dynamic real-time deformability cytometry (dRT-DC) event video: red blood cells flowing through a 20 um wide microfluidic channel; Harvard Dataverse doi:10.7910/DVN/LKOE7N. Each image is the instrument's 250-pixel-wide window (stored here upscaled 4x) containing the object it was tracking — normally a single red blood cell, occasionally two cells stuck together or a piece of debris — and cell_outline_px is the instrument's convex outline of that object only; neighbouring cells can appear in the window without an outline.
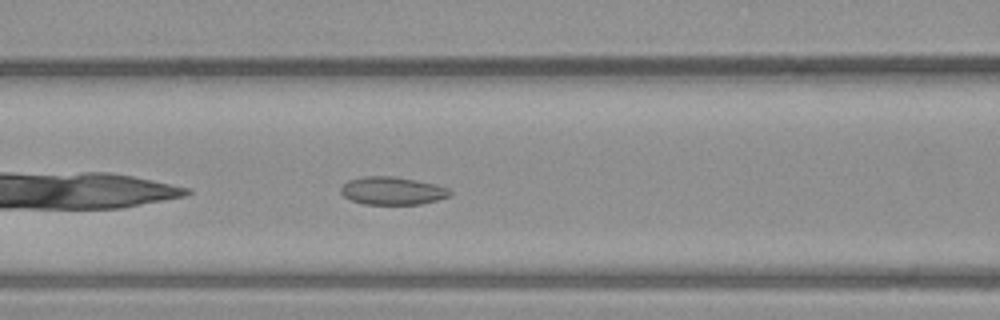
{"species": "common noctule bat (a hibernating species)", "species_latin": "Nyctalus noctula", "temperature_condition": "warm", "stored_images_in_passage": 28, "camera_frame_rate_fps": 3000, "um_per_image_px": 0.085, "animal": {"sex": "male", "body_mass_g": 23.1, "forearm_length_mm": 52.7}, "frame": {"image": 1, "passage_image": 7, "time_ms": 2.0, "image_size_px": [1000, 320], "cell_outline_px": [[452, 192], [448, 196], [436, 200], [420, 204], [364, 204], [352, 200], [344, 196], [340, 192], [340, 188], [348, 180], [364, 176], [396, 176], [436, 184], [448, 188]], "centroid_in_image_um": [33.34, 16.2], "position_along_channel_um": 133.3, "area_um2": 17.69}}
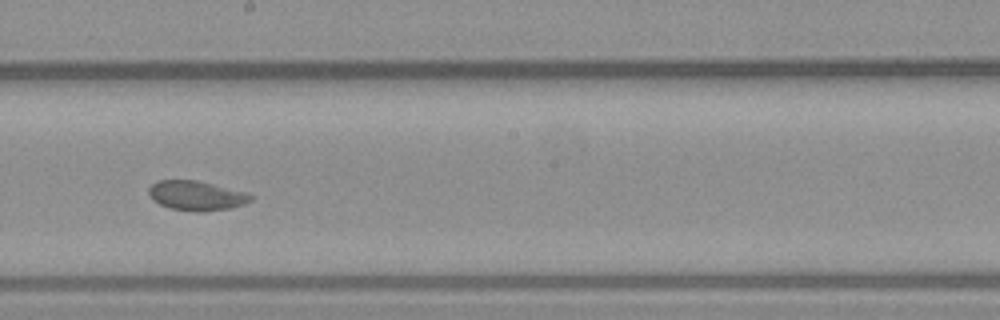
{"frame": {"image": 2, "passage_image": 15, "time_ms": 4.667, "image_size_px": [1000, 320], "cell_outline_px": [[256, 196], [252, 200], [244, 204], [228, 208], [204, 212], [192, 212], [168, 208], [152, 200], [148, 192], [148, 188], [156, 180], [196, 180], [248, 192]], "centroid_in_image_um": [16.7, 16.63], "position_along_channel_um": 231.5, "area_um2": 17.92}}
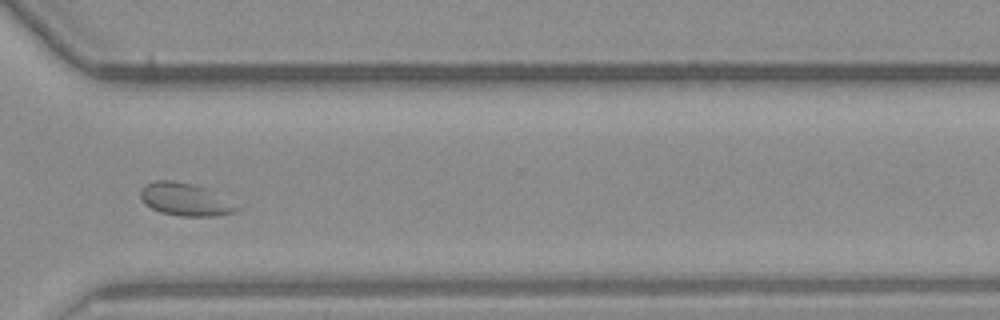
{"frame": {"image": 3, "passage_image": 25, "time_ms": 8.0, "image_size_px": [1000, 320], "cell_outline_px": [[240, 208], [236, 212], [212, 216], [180, 216], [160, 212], [144, 204], [140, 200], [140, 188], [144, 184], [156, 180], [172, 180], [192, 184], [204, 188]], "centroid_in_image_um": [15.62, 16.95], "position_along_channel_um": 355.0, "area_um2": 18.03}, "authors_computed_cell_mechanics": {"area_um2": 17.8313, "velocity_mm_per_s": 3.6992, "shape_relaxation_time_tau1_ms": null, "shape_relaxation_time_tau2_ms": 1.3931, "deformation_change_tau1": null, "deformation_change_tau2": 0.0568}}